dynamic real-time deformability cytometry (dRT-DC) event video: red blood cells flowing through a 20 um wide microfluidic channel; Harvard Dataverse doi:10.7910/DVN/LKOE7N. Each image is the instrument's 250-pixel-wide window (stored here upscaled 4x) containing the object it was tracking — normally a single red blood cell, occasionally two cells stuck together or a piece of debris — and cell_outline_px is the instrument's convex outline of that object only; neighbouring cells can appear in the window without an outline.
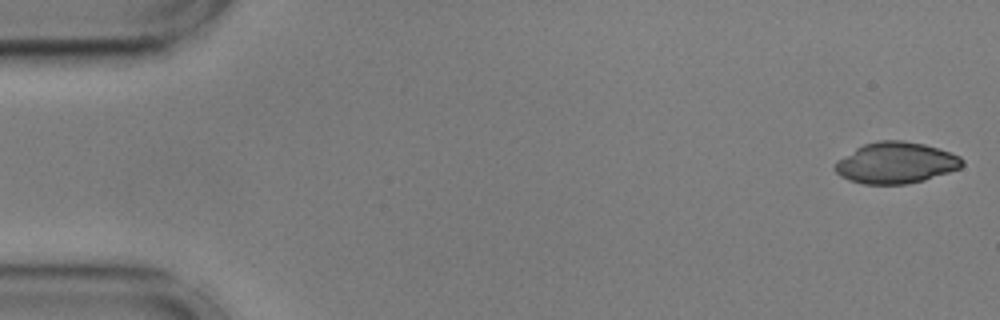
{"species": "common noctule bat (a hibernating species)", "species_latin": "Nyctalus noctula", "temperature_condition": "cold", "stored_images_in_passage": 54, "camera_frame_rate_fps": 3000, "um_per_image_px": 0.085, "animal": {"sex": "male", "body_mass_g": 17.9, "forearm_length_mm": 54.2}, "frame": {"image": 1, "passage_image": 1, "time_ms": 0.0, "image_size_px": [1000, 320], "cell_outline_px": [[964, 164], [960, 168], [924, 180], [904, 184], [864, 184], [848, 180], [840, 176], [832, 168], [836, 160], [856, 148], [864, 144], [880, 140], [900, 140], [924, 144], [960, 156], [964, 160]], "centroid_in_image_um": [76.1, 13.84], "position_along_channel_um": 8.9, "area_um2": 30.52}}